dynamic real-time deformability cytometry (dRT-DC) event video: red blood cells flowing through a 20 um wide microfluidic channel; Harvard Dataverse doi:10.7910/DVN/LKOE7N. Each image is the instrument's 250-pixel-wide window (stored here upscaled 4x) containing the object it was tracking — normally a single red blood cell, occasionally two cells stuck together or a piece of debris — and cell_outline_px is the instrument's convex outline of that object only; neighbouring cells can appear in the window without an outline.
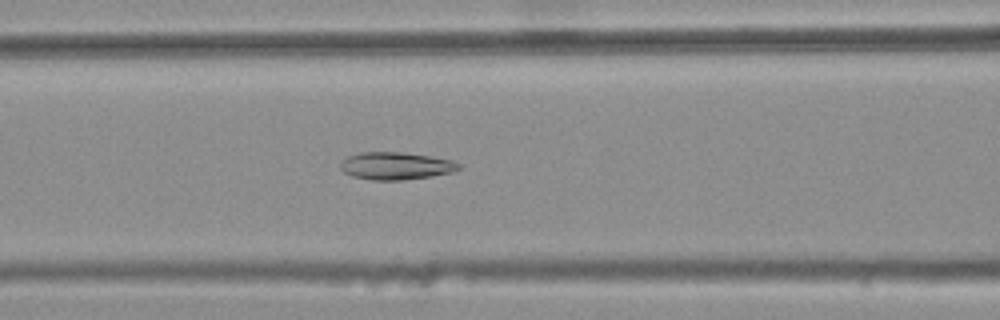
{"species": "common noctule bat (a hibernating species)", "species_latin": "Nyctalus noctula", "temperature_condition": "warm", "stored_images_in_passage": 45, "camera_frame_rate_fps": 3000, "um_per_image_px": 0.085, "animal": {"sex": "female", "body_mass_g": 25.1}, "frame": {"image": 1, "passage_image": 21, "time_ms": 6.667, "image_size_px": [1000, 320], "cell_outline_px": [[460, 168], [452, 172], [432, 176], [404, 180], [372, 180], [352, 176], [344, 172], [340, 168], [340, 164], [348, 156], [360, 152], [400, 152], [428, 156], [452, 160], [460, 164]], "centroid_in_image_um": [33.64, 14.1], "position_along_channel_um": 133.0, "area_um2": 18.84}}
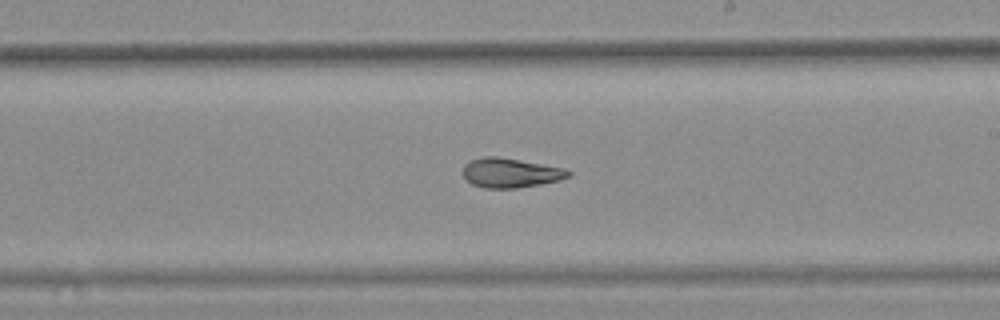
{"frame": {"image": 2, "passage_image": 30, "time_ms": 9.667, "image_size_px": [1000, 320], "cell_outline_px": [[572, 172], [568, 176], [560, 180], [540, 184], [516, 188], [484, 188], [472, 184], [464, 176], [464, 164], [472, 160], [484, 156], [496, 156], [564, 168]], "centroid_in_image_um": [43.39, 14.69], "position_along_channel_um": 245.6, "area_um2": 17.86}}
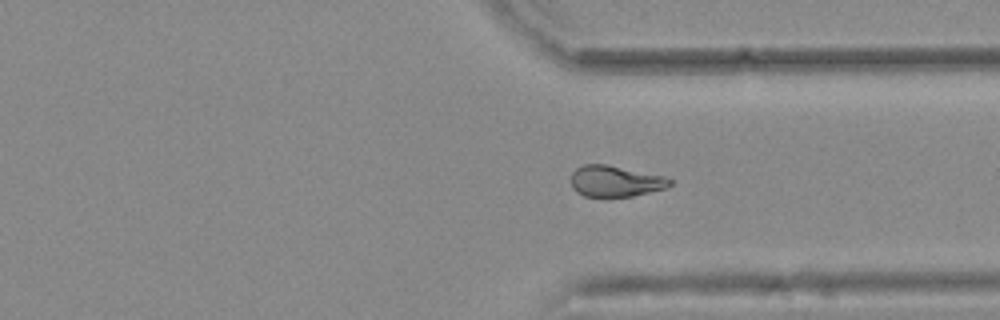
{"frame": {"image": 3, "passage_image": 39, "time_ms": 12.667, "image_size_px": [1000, 320], "cell_outline_px": [[672, 184], [664, 188], [632, 196], [584, 196], [576, 192], [572, 188], [572, 172], [576, 168], [584, 164], [604, 164], [664, 176], [672, 180]], "centroid_in_image_um": [52.27, 15.4], "position_along_channel_um": 359.1, "area_um2": 17.63}, "authors_computed_cell_mechanics": {"area_um2": 18.8428, "velocity_mm_per_s": 3.7658, "shape_relaxation_time_tau1_ms": null, "shape_relaxation_time_tau2_ms": 5.5145, "deformation_change_tau1": null, "deformation_change_tau2": 0.1038}}